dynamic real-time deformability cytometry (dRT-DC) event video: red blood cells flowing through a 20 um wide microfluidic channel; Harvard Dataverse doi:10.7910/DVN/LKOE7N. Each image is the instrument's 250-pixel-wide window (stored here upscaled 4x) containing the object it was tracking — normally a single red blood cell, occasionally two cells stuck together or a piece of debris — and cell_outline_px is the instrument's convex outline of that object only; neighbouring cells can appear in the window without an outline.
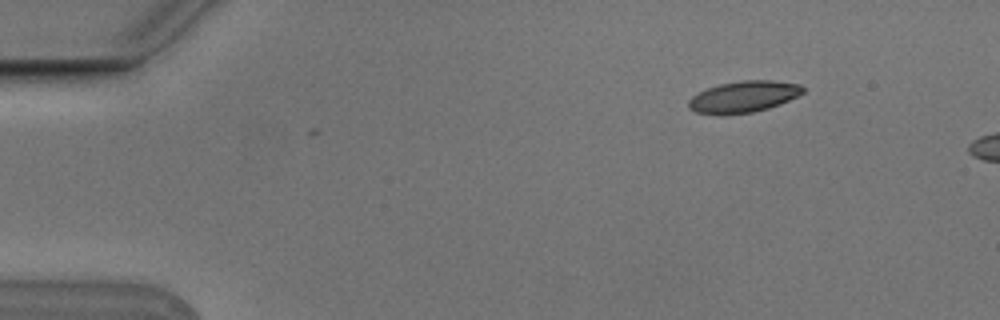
{"species": "Egyptian fruit bat (a non-hibernating species)", "species_latin": "Rousettus aegyptiacus", "temperature_condition": "cold", "stored_images_in_passage": 2, "camera_frame_rate_fps": 3000, "um_per_image_px": 0.085, "animal": {"sex": "male"}, "frame": {"image": 1, "passage_image": 1, "time_ms": 0.0, "image_size_px": [1000, 320], "cell_outline_px": [[804, 92], [780, 104], [768, 108], [752, 112], [720, 116], [696, 112], [688, 108], [688, 100], [692, 96], [708, 88], [720, 84], [740, 80], [772, 80], [800, 84], [804, 88]], "centroid_in_image_um": [63.18, 8.23], "position_along_channel_um": 21.8, "area_um2": 21.04}}